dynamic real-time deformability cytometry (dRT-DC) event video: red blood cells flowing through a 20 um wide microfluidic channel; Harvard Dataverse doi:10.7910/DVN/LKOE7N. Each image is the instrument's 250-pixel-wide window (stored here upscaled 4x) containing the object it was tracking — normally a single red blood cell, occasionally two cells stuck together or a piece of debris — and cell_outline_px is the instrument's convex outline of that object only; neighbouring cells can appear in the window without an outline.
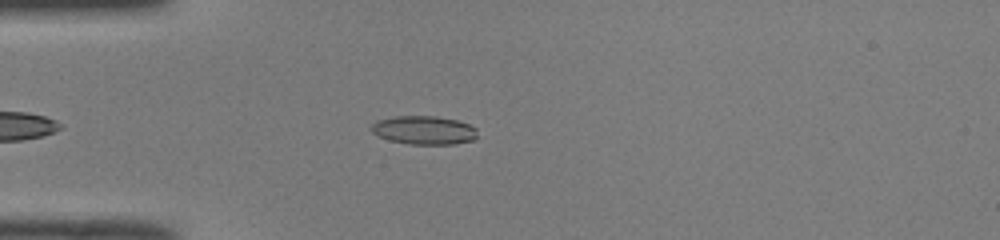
{"species": "common noctule bat (a hibernating species)", "species_latin": "Nyctalus noctula", "temperature_condition": "room temperature", "stored_images_in_passage": 38, "camera_frame_rate_fps": 3000, "um_per_image_px": 0.085, "animal": {"sex": "male", "body_mass_g": 19.0, "forearm_length_mm": 50.8}, "frame": {"image": 1, "passage_image": 4, "time_ms": 1.0, "image_size_px": [1000, 240], "cell_outline_px": [[476, 136], [472, 140], [452, 144], [412, 144], [392, 140], [380, 136], [372, 132], [372, 124], [376, 120], [396, 116], [432, 116], [456, 120], [468, 124], [476, 128]], "centroid_in_image_um": [36.04, 11.05], "position_along_channel_um": 49.0, "area_um2": 17.28}}
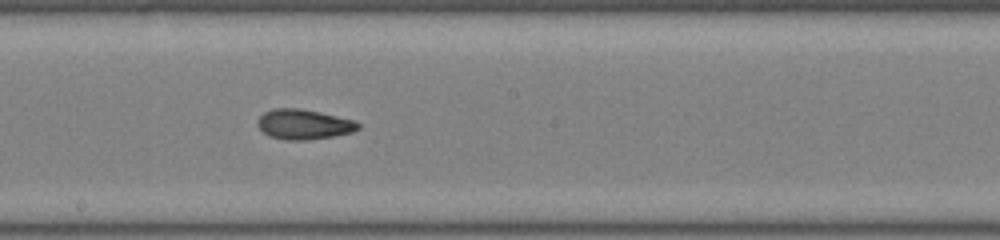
{"frame": {"image": 2, "passage_image": 18, "time_ms": 5.667, "image_size_px": [1000, 240], "cell_outline_px": [[360, 128], [352, 132], [332, 136], [308, 140], [288, 140], [268, 136], [256, 124], [256, 120], [264, 112], [272, 108], [300, 108], [320, 112], [356, 120], [360, 124]], "centroid_in_image_um": [25.81, 10.56], "position_along_channel_um": 222.4, "area_um2": 17.74}}
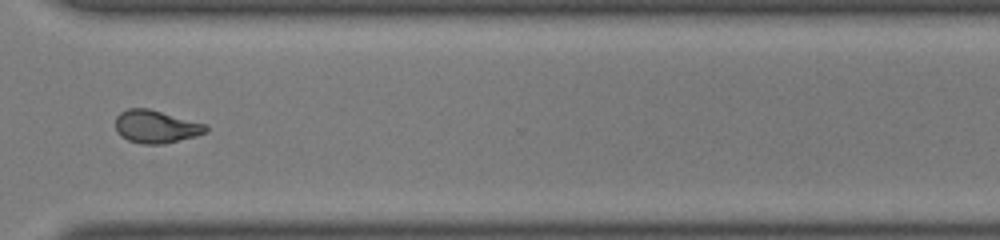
{"frame": {"image": 3, "passage_image": 28, "time_ms": 9.0, "image_size_px": [1000, 240], "cell_outline_px": [[208, 132], [196, 136], [164, 144], [140, 144], [128, 140], [120, 136], [116, 132], [116, 116], [120, 112], [128, 108], [148, 108], [204, 124], [208, 128]], "centroid_in_image_um": [13.22, 10.77], "position_along_channel_um": 357.4, "area_um2": 17.28}, "authors_computed_cell_mechanics": {"area_um2": 17.3111, "velocity_mm_per_s": 4.0297, "shape_relaxation_time_tau1_ms": null, "shape_relaxation_time_tau2_ms": 2.5316, "deformation_change_tau1": null, "deformation_change_tau2": 0.0948}}